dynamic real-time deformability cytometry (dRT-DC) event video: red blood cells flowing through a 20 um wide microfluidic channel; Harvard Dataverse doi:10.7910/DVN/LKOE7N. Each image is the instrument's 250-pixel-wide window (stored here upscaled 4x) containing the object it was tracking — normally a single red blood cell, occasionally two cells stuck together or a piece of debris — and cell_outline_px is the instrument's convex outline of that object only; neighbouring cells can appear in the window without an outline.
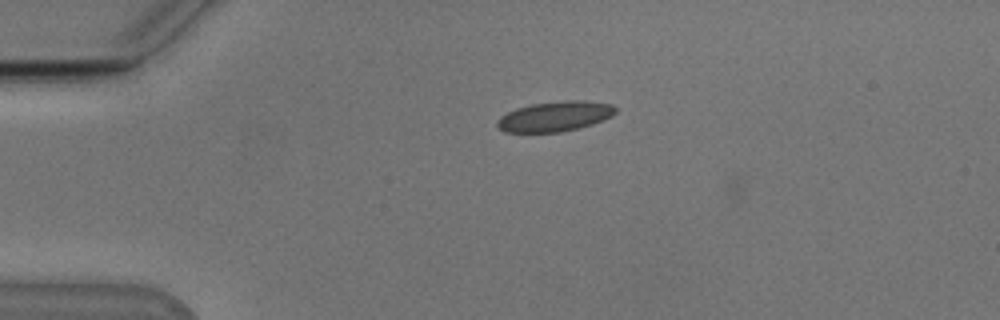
{"species": "Egyptian fruit bat (a non-hibernating species)", "species_latin": "Rousettus aegyptiacus", "temperature_condition": "cold", "stored_images_in_passage": 18, "camera_frame_rate_fps": 3000, "um_per_image_px": 0.085, "animal": {"sex": "male"}, "frame": {"image": 1, "passage_image": 17, "time_ms": 5.333, "image_size_px": [1000, 320], "cell_outline_px": [[616, 112], [612, 116], [592, 124], [560, 132], [504, 132], [496, 124], [500, 116], [516, 108], [532, 104], [572, 100], [580, 100], [612, 104], [616, 108]], "centroid_in_image_um": [47.17, 9.89], "position_along_channel_um": 37.8, "area_um2": 20.46}}